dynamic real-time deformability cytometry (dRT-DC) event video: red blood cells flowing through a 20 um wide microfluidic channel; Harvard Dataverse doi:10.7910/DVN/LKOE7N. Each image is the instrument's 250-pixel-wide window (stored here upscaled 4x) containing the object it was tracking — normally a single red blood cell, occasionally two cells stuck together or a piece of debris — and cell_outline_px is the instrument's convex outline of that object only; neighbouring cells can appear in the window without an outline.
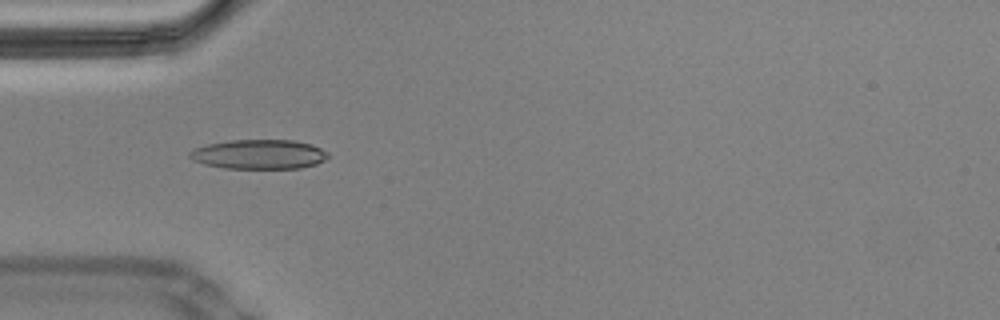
{"species": "Egyptian fruit bat (a non-hibernating species)", "species_latin": "Rousettus aegyptiacus", "temperature_condition": "cold", "stored_images_in_passage": 57, "camera_frame_rate_fps": 3000, "um_per_image_px": 0.085, "animal": {"sex": "male"}, "frame": {"image": 1, "passage_image": 17, "time_ms": 5.333, "image_size_px": [1000, 320], "cell_outline_px": [[328, 156], [324, 160], [316, 164], [300, 168], [224, 168], [204, 164], [192, 160], [188, 156], [188, 152], [192, 148], [208, 144], [232, 140], [296, 140], [312, 144], [328, 152]], "centroid_in_image_um": [21.99, 13.11], "position_along_channel_um": 63.0, "area_um2": 23.87}, "authors_computed_cell_mechanics": {"area_um2": 23.12, "velocity_mm_per_s": 3.4681, "shape_relaxation_time_tau1_ms": null, "shape_relaxation_time_tau2_ms": 2.8478, "deformation_change_tau1": null, "deformation_change_tau2": 0.0911}}